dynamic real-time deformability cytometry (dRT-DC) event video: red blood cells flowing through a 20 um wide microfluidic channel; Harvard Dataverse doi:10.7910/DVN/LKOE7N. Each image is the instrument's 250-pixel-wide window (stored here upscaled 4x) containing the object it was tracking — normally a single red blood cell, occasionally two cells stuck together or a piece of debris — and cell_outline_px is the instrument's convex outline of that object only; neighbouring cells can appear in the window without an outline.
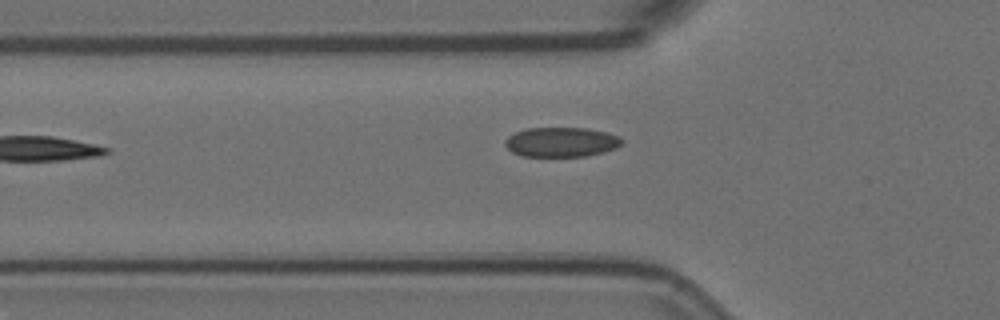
{"species": "Egyptian fruit bat (a non-hibernating species)", "species_latin": "Rousettus aegyptiacus", "temperature_condition": "room temperature", "stored_images_in_passage": 25, "camera_frame_rate_fps": 3000, "um_per_image_px": 0.085, "animal": {"sex": "female"}, "frame": {"image": 1, "passage_image": 3, "time_ms": 0.667, "image_size_px": [1000, 320], "cell_outline_px": [[624, 140], [616, 148], [604, 152], [584, 156], [520, 156], [512, 152], [504, 144], [504, 140], [508, 136], [516, 132], [528, 128], [588, 128], [608, 132], [620, 136]], "centroid_in_image_um": [47.72, 12.07], "position_along_channel_um": 78.1, "area_um2": 20.29}}
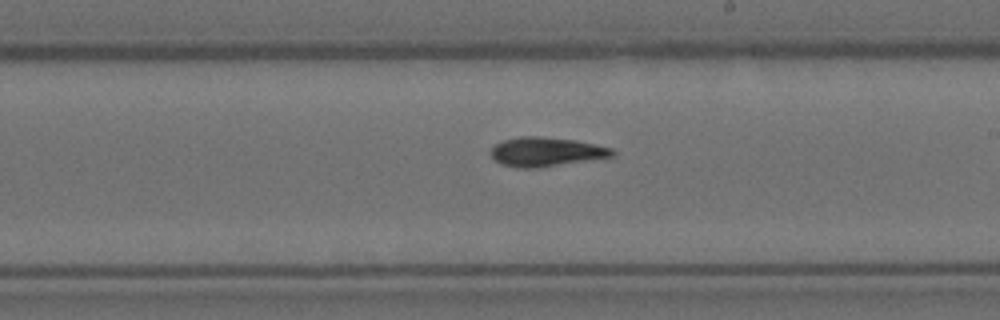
{"frame": {"image": 2, "passage_image": 13, "time_ms": 4.0, "image_size_px": [1000, 320], "cell_outline_px": [[616, 152], [612, 156], [536, 168], [516, 168], [500, 164], [492, 156], [492, 148], [496, 144], [504, 140], [520, 136], [540, 136], [576, 140], [612, 148]], "centroid_in_image_um": [46.4, 12.9], "position_along_channel_um": 242.6, "area_um2": 20.4}}
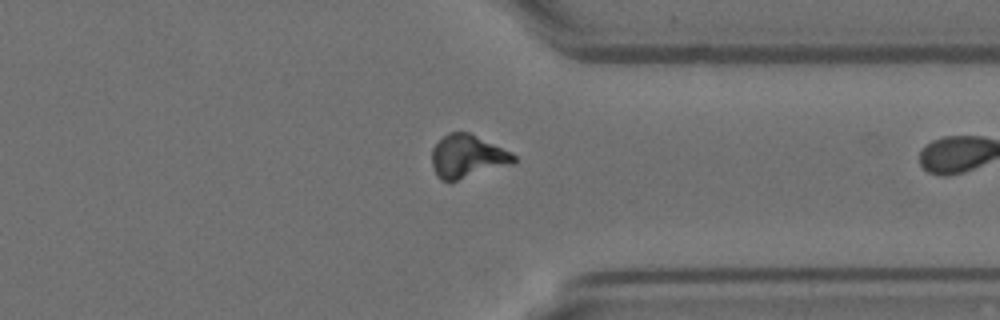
{"frame": {"image": 3, "passage_image": 24, "time_ms": 7.667, "image_size_px": [1000, 320], "cell_outline_px": [[516, 160], [512, 164], [456, 180], [440, 180], [436, 176], [432, 164], [432, 148], [448, 132], [468, 132], [512, 152], [516, 156]], "centroid_in_image_um": [39.72, 13.28], "position_along_channel_um": 371.7, "area_um2": 20.29}}